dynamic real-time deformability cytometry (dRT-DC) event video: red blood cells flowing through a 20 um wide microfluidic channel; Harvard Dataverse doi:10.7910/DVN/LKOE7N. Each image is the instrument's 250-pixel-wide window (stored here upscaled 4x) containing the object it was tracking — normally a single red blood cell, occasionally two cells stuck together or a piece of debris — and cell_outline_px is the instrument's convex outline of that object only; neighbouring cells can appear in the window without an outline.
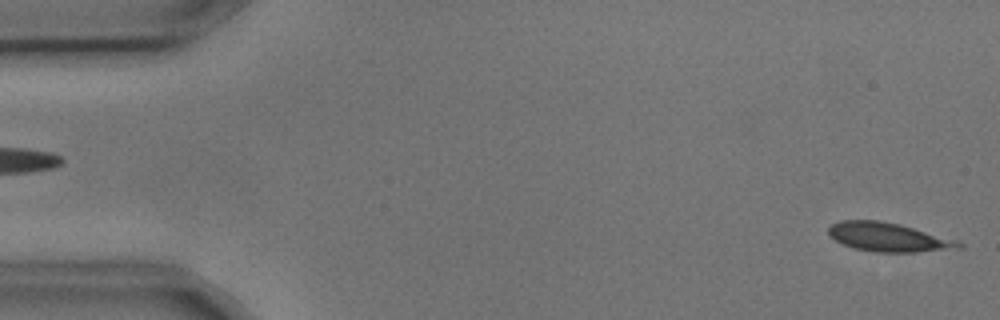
{"species": "common noctule bat (a hibernating species)", "species_latin": "Nyctalus noctula", "temperature_condition": "cold", "stored_images_in_passage": 6, "segment_of_instrument_passage": [2, 2], "camera_frame_rate_fps": 3000, "um_per_image_px": 0.085, "animal": {"sex": "male", "body_mass_g": 17.9, "forearm_length_mm": 54.2}, "frame": {"image": 1, "passage_image": 6, "time_ms": 1.667, "image_size_px": [1000, 320], "cell_outline_px": [[964, 248], [916, 252], [876, 252], [856, 248], [844, 244], [828, 236], [828, 228], [832, 224], [840, 220], [880, 220], [900, 224], [960, 240], [964, 244]], "centroid_in_image_um": [75.58, 20.15], "position_along_channel_um": 9.4, "area_um2": 22.14}}